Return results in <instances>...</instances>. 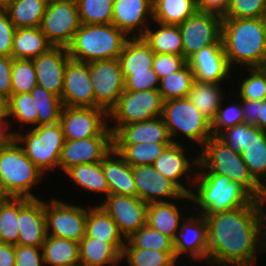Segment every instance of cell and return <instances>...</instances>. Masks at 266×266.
I'll return each mask as SVG.
<instances>
[{
    "label": "cell",
    "mask_w": 266,
    "mask_h": 266,
    "mask_svg": "<svg viewBox=\"0 0 266 266\" xmlns=\"http://www.w3.org/2000/svg\"><path fill=\"white\" fill-rule=\"evenodd\" d=\"M265 205L203 214L207 221L210 266H253L264 251L263 214Z\"/></svg>",
    "instance_id": "cell-1"
},
{
    "label": "cell",
    "mask_w": 266,
    "mask_h": 266,
    "mask_svg": "<svg viewBox=\"0 0 266 266\" xmlns=\"http://www.w3.org/2000/svg\"><path fill=\"white\" fill-rule=\"evenodd\" d=\"M222 46L229 66L262 68L266 63V42L259 18H222Z\"/></svg>",
    "instance_id": "cell-2"
},
{
    "label": "cell",
    "mask_w": 266,
    "mask_h": 266,
    "mask_svg": "<svg viewBox=\"0 0 266 266\" xmlns=\"http://www.w3.org/2000/svg\"><path fill=\"white\" fill-rule=\"evenodd\" d=\"M191 202L200 208L197 214H213L240 208L244 205H264L243 186L219 174H196ZM197 183V184H196ZM195 191V192H194Z\"/></svg>",
    "instance_id": "cell-3"
},
{
    "label": "cell",
    "mask_w": 266,
    "mask_h": 266,
    "mask_svg": "<svg viewBox=\"0 0 266 266\" xmlns=\"http://www.w3.org/2000/svg\"><path fill=\"white\" fill-rule=\"evenodd\" d=\"M201 149L196 174L225 176L243 186L255 199L265 201L264 188L253 178L239 152L217 136L208 139Z\"/></svg>",
    "instance_id": "cell-4"
},
{
    "label": "cell",
    "mask_w": 266,
    "mask_h": 266,
    "mask_svg": "<svg viewBox=\"0 0 266 266\" xmlns=\"http://www.w3.org/2000/svg\"><path fill=\"white\" fill-rule=\"evenodd\" d=\"M129 38L111 24H81L66 47L71 60L89 63L118 59Z\"/></svg>",
    "instance_id": "cell-5"
},
{
    "label": "cell",
    "mask_w": 266,
    "mask_h": 266,
    "mask_svg": "<svg viewBox=\"0 0 266 266\" xmlns=\"http://www.w3.org/2000/svg\"><path fill=\"white\" fill-rule=\"evenodd\" d=\"M44 175L15 139L0 147V177L11 197L39 198L30 190Z\"/></svg>",
    "instance_id": "cell-6"
},
{
    "label": "cell",
    "mask_w": 266,
    "mask_h": 266,
    "mask_svg": "<svg viewBox=\"0 0 266 266\" xmlns=\"http://www.w3.org/2000/svg\"><path fill=\"white\" fill-rule=\"evenodd\" d=\"M29 131V132H28ZM22 133L11 131L26 156L45 174L59 167L65 138L60 122L36 126Z\"/></svg>",
    "instance_id": "cell-7"
},
{
    "label": "cell",
    "mask_w": 266,
    "mask_h": 266,
    "mask_svg": "<svg viewBox=\"0 0 266 266\" xmlns=\"http://www.w3.org/2000/svg\"><path fill=\"white\" fill-rule=\"evenodd\" d=\"M239 152L253 178L264 188L266 182V132L246 123L230 127L217 136Z\"/></svg>",
    "instance_id": "cell-8"
},
{
    "label": "cell",
    "mask_w": 266,
    "mask_h": 266,
    "mask_svg": "<svg viewBox=\"0 0 266 266\" xmlns=\"http://www.w3.org/2000/svg\"><path fill=\"white\" fill-rule=\"evenodd\" d=\"M162 118L172 142L180 132L201 147L213 135L211 122L186 98L163 102Z\"/></svg>",
    "instance_id": "cell-9"
},
{
    "label": "cell",
    "mask_w": 266,
    "mask_h": 266,
    "mask_svg": "<svg viewBox=\"0 0 266 266\" xmlns=\"http://www.w3.org/2000/svg\"><path fill=\"white\" fill-rule=\"evenodd\" d=\"M162 109L163 100L158 90H124L108 117L116 122L112 126H124L162 116Z\"/></svg>",
    "instance_id": "cell-10"
},
{
    "label": "cell",
    "mask_w": 266,
    "mask_h": 266,
    "mask_svg": "<svg viewBox=\"0 0 266 266\" xmlns=\"http://www.w3.org/2000/svg\"><path fill=\"white\" fill-rule=\"evenodd\" d=\"M80 25L76 0H50L39 28L53 46L67 47Z\"/></svg>",
    "instance_id": "cell-11"
},
{
    "label": "cell",
    "mask_w": 266,
    "mask_h": 266,
    "mask_svg": "<svg viewBox=\"0 0 266 266\" xmlns=\"http://www.w3.org/2000/svg\"><path fill=\"white\" fill-rule=\"evenodd\" d=\"M47 234L80 242L86 234L87 208L51 198L45 201ZM51 230V231H50Z\"/></svg>",
    "instance_id": "cell-12"
},
{
    "label": "cell",
    "mask_w": 266,
    "mask_h": 266,
    "mask_svg": "<svg viewBox=\"0 0 266 266\" xmlns=\"http://www.w3.org/2000/svg\"><path fill=\"white\" fill-rule=\"evenodd\" d=\"M221 26L222 16L201 11H196L179 24L183 57L188 60L205 46L222 44Z\"/></svg>",
    "instance_id": "cell-13"
},
{
    "label": "cell",
    "mask_w": 266,
    "mask_h": 266,
    "mask_svg": "<svg viewBox=\"0 0 266 266\" xmlns=\"http://www.w3.org/2000/svg\"><path fill=\"white\" fill-rule=\"evenodd\" d=\"M108 113L102 108L64 107L60 124L65 140H79L96 135H113L108 127Z\"/></svg>",
    "instance_id": "cell-14"
},
{
    "label": "cell",
    "mask_w": 266,
    "mask_h": 266,
    "mask_svg": "<svg viewBox=\"0 0 266 266\" xmlns=\"http://www.w3.org/2000/svg\"><path fill=\"white\" fill-rule=\"evenodd\" d=\"M89 71L95 106L109 113L125 90L119 59L89 62Z\"/></svg>",
    "instance_id": "cell-15"
},
{
    "label": "cell",
    "mask_w": 266,
    "mask_h": 266,
    "mask_svg": "<svg viewBox=\"0 0 266 266\" xmlns=\"http://www.w3.org/2000/svg\"><path fill=\"white\" fill-rule=\"evenodd\" d=\"M132 172L137 197L147 204L180 199L191 201L190 195L185 194L173 181L164 177L153 165L133 166Z\"/></svg>",
    "instance_id": "cell-16"
},
{
    "label": "cell",
    "mask_w": 266,
    "mask_h": 266,
    "mask_svg": "<svg viewBox=\"0 0 266 266\" xmlns=\"http://www.w3.org/2000/svg\"><path fill=\"white\" fill-rule=\"evenodd\" d=\"M100 206L111 216L125 239L146 225L148 204L138 197L109 194Z\"/></svg>",
    "instance_id": "cell-17"
},
{
    "label": "cell",
    "mask_w": 266,
    "mask_h": 266,
    "mask_svg": "<svg viewBox=\"0 0 266 266\" xmlns=\"http://www.w3.org/2000/svg\"><path fill=\"white\" fill-rule=\"evenodd\" d=\"M184 147L186 146H183L179 142H172L164 149L162 154L152 165L164 177L173 181L185 194L190 195L192 191L191 188L194 187L193 184L197 172L196 167H198L199 164V155H195L193 159H188L186 155L187 152H185L186 149ZM193 166H196L195 171ZM188 172L191 173L189 174ZM183 176H185L184 179L186 177L188 178L187 181L188 184L190 182V186L192 184L191 187L189 185L187 186V184H185V186L184 183H181V181H184Z\"/></svg>",
    "instance_id": "cell-18"
},
{
    "label": "cell",
    "mask_w": 266,
    "mask_h": 266,
    "mask_svg": "<svg viewBox=\"0 0 266 266\" xmlns=\"http://www.w3.org/2000/svg\"><path fill=\"white\" fill-rule=\"evenodd\" d=\"M113 148V135H96L79 140H65L59 168L66 172L72 166L101 162Z\"/></svg>",
    "instance_id": "cell-19"
},
{
    "label": "cell",
    "mask_w": 266,
    "mask_h": 266,
    "mask_svg": "<svg viewBox=\"0 0 266 266\" xmlns=\"http://www.w3.org/2000/svg\"><path fill=\"white\" fill-rule=\"evenodd\" d=\"M196 216V217H195ZM189 216L180 224V229L173 239L176 259H182L181 255L188 256L190 260L207 263L208 235L207 221L203 215Z\"/></svg>",
    "instance_id": "cell-20"
},
{
    "label": "cell",
    "mask_w": 266,
    "mask_h": 266,
    "mask_svg": "<svg viewBox=\"0 0 266 266\" xmlns=\"http://www.w3.org/2000/svg\"><path fill=\"white\" fill-rule=\"evenodd\" d=\"M18 245L42 247L47 238L45 201L18 198Z\"/></svg>",
    "instance_id": "cell-21"
},
{
    "label": "cell",
    "mask_w": 266,
    "mask_h": 266,
    "mask_svg": "<svg viewBox=\"0 0 266 266\" xmlns=\"http://www.w3.org/2000/svg\"><path fill=\"white\" fill-rule=\"evenodd\" d=\"M60 98L64 107H96L89 63L74 60L67 63Z\"/></svg>",
    "instance_id": "cell-22"
},
{
    "label": "cell",
    "mask_w": 266,
    "mask_h": 266,
    "mask_svg": "<svg viewBox=\"0 0 266 266\" xmlns=\"http://www.w3.org/2000/svg\"><path fill=\"white\" fill-rule=\"evenodd\" d=\"M150 19H153V0L113 2L112 24L129 38L142 37L149 27Z\"/></svg>",
    "instance_id": "cell-23"
},
{
    "label": "cell",
    "mask_w": 266,
    "mask_h": 266,
    "mask_svg": "<svg viewBox=\"0 0 266 266\" xmlns=\"http://www.w3.org/2000/svg\"><path fill=\"white\" fill-rule=\"evenodd\" d=\"M196 80L201 82L222 83L232 75L222 44L203 47L188 60Z\"/></svg>",
    "instance_id": "cell-24"
},
{
    "label": "cell",
    "mask_w": 266,
    "mask_h": 266,
    "mask_svg": "<svg viewBox=\"0 0 266 266\" xmlns=\"http://www.w3.org/2000/svg\"><path fill=\"white\" fill-rule=\"evenodd\" d=\"M32 60L36 69L37 85L61 97L64 72L71 60L67 48L53 46Z\"/></svg>",
    "instance_id": "cell-25"
},
{
    "label": "cell",
    "mask_w": 266,
    "mask_h": 266,
    "mask_svg": "<svg viewBox=\"0 0 266 266\" xmlns=\"http://www.w3.org/2000/svg\"><path fill=\"white\" fill-rule=\"evenodd\" d=\"M113 144L172 143L162 116L124 126H111Z\"/></svg>",
    "instance_id": "cell-26"
},
{
    "label": "cell",
    "mask_w": 266,
    "mask_h": 266,
    "mask_svg": "<svg viewBox=\"0 0 266 266\" xmlns=\"http://www.w3.org/2000/svg\"><path fill=\"white\" fill-rule=\"evenodd\" d=\"M101 165L110 194L137 197L132 166L115 149L102 159Z\"/></svg>",
    "instance_id": "cell-27"
},
{
    "label": "cell",
    "mask_w": 266,
    "mask_h": 266,
    "mask_svg": "<svg viewBox=\"0 0 266 266\" xmlns=\"http://www.w3.org/2000/svg\"><path fill=\"white\" fill-rule=\"evenodd\" d=\"M85 237L110 243L121 253L126 242V239L119 232L114 220L100 205L87 208Z\"/></svg>",
    "instance_id": "cell-28"
},
{
    "label": "cell",
    "mask_w": 266,
    "mask_h": 266,
    "mask_svg": "<svg viewBox=\"0 0 266 266\" xmlns=\"http://www.w3.org/2000/svg\"><path fill=\"white\" fill-rule=\"evenodd\" d=\"M177 205L173 201L148 204L146 224L173 240L185 219Z\"/></svg>",
    "instance_id": "cell-29"
},
{
    "label": "cell",
    "mask_w": 266,
    "mask_h": 266,
    "mask_svg": "<svg viewBox=\"0 0 266 266\" xmlns=\"http://www.w3.org/2000/svg\"><path fill=\"white\" fill-rule=\"evenodd\" d=\"M52 47L39 27L16 28L11 56L13 59H34Z\"/></svg>",
    "instance_id": "cell-30"
},
{
    "label": "cell",
    "mask_w": 266,
    "mask_h": 266,
    "mask_svg": "<svg viewBox=\"0 0 266 266\" xmlns=\"http://www.w3.org/2000/svg\"><path fill=\"white\" fill-rule=\"evenodd\" d=\"M118 59L123 73L150 72L154 52L142 37L129 38Z\"/></svg>",
    "instance_id": "cell-31"
},
{
    "label": "cell",
    "mask_w": 266,
    "mask_h": 266,
    "mask_svg": "<svg viewBox=\"0 0 266 266\" xmlns=\"http://www.w3.org/2000/svg\"><path fill=\"white\" fill-rule=\"evenodd\" d=\"M78 250L81 266H117L122 261V253L114 245L90 237L79 242Z\"/></svg>",
    "instance_id": "cell-32"
},
{
    "label": "cell",
    "mask_w": 266,
    "mask_h": 266,
    "mask_svg": "<svg viewBox=\"0 0 266 266\" xmlns=\"http://www.w3.org/2000/svg\"><path fill=\"white\" fill-rule=\"evenodd\" d=\"M158 24L157 29L148 27L142 36L155 54L183 55L182 35L179 25ZM160 25V26H159Z\"/></svg>",
    "instance_id": "cell-33"
},
{
    "label": "cell",
    "mask_w": 266,
    "mask_h": 266,
    "mask_svg": "<svg viewBox=\"0 0 266 266\" xmlns=\"http://www.w3.org/2000/svg\"><path fill=\"white\" fill-rule=\"evenodd\" d=\"M220 83L201 82L194 80L188 93V99L211 122L223 100Z\"/></svg>",
    "instance_id": "cell-34"
},
{
    "label": "cell",
    "mask_w": 266,
    "mask_h": 266,
    "mask_svg": "<svg viewBox=\"0 0 266 266\" xmlns=\"http://www.w3.org/2000/svg\"><path fill=\"white\" fill-rule=\"evenodd\" d=\"M41 248L44 265L72 266L80 264L78 242L47 236Z\"/></svg>",
    "instance_id": "cell-35"
},
{
    "label": "cell",
    "mask_w": 266,
    "mask_h": 266,
    "mask_svg": "<svg viewBox=\"0 0 266 266\" xmlns=\"http://www.w3.org/2000/svg\"><path fill=\"white\" fill-rule=\"evenodd\" d=\"M48 0H13L5 9L16 28L39 27Z\"/></svg>",
    "instance_id": "cell-36"
},
{
    "label": "cell",
    "mask_w": 266,
    "mask_h": 266,
    "mask_svg": "<svg viewBox=\"0 0 266 266\" xmlns=\"http://www.w3.org/2000/svg\"><path fill=\"white\" fill-rule=\"evenodd\" d=\"M65 173L77 187H82L87 192L105 194L106 197L110 194L101 162L75 165Z\"/></svg>",
    "instance_id": "cell-37"
},
{
    "label": "cell",
    "mask_w": 266,
    "mask_h": 266,
    "mask_svg": "<svg viewBox=\"0 0 266 266\" xmlns=\"http://www.w3.org/2000/svg\"><path fill=\"white\" fill-rule=\"evenodd\" d=\"M196 11V0H153L152 20L179 25Z\"/></svg>",
    "instance_id": "cell-38"
},
{
    "label": "cell",
    "mask_w": 266,
    "mask_h": 266,
    "mask_svg": "<svg viewBox=\"0 0 266 266\" xmlns=\"http://www.w3.org/2000/svg\"><path fill=\"white\" fill-rule=\"evenodd\" d=\"M171 143L113 144L124 160L133 166L152 165Z\"/></svg>",
    "instance_id": "cell-39"
},
{
    "label": "cell",
    "mask_w": 266,
    "mask_h": 266,
    "mask_svg": "<svg viewBox=\"0 0 266 266\" xmlns=\"http://www.w3.org/2000/svg\"><path fill=\"white\" fill-rule=\"evenodd\" d=\"M195 80L192 69L187 63L179 71L166 75L159 80L158 91L163 102L186 98Z\"/></svg>",
    "instance_id": "cell-40"
},
{
    "label": "cell",
    "mask_w": 266,
    "mask_h": 266,
    "mask_svg": "<svg viewBox=\"0 0 266 266\" xmlns=\"http://www.w3.org/2000/svg\"><path fill=\"white\" fill-rule=\"evenodd\" d=\"M30 93L37 109V126L59 122L63 108L61 98L38 85Z\"/></svg>",
    "instance_id": "cell-41"
},
{
    "label": "cell",
    "mask_w": 266,
    "mask_h": 266,
    "mask_svg": "<svg viewBox=\"0 0 266 266\" xmlns=\"http://www.w3.org/2000/svg\"><path fill=\"white\" fill-rule=\"evenodd\" d=\"M124 248L151 249L160 252H175L173 240L147 224L126 239Z\"/></svg>",
    "instance_id": "cell-42"
},
{
    "label": "cell",
    "mask_w": 266,
    "mask_h": 266,
    "mask_svg": "<svg viewBox=\"0 0 266 266\" xmlns=\"http://www.w3.org/2000/svg\"><path fill=\"white\" fill-rule=\"evenodd\" d=\"M121 258L129 266H176L175 252H160L151 249L123 248Z\"/></svg>",
    "instance_id": "cell-43"
},
{
    "label": "cell",
    "mask_w": 266,
    "mask_h": 266,
    "mask_svg": "<svg viewBox=\"0 0 266 266\" xmlns=\"http://www.w3.org/2000/svg\"><path fill=\"white\" fill-rule=\"evenodd\" d=\"M81 24H111L114 0H76Z\"/></svg>",
    "instance_id": "cell-44"
},
{
    "label": "cell",
    "mask_w": 266,
    "mask_h": 266,
    "mask_svg": "<svg viewBox=\"0 0 266 266\" xmlns=\"http://www.w3.org/2000/svg\"><path fill=\"white\" fill-rule=\"evenodd\" d=\"M7 116L22 125L25 123L36 127L37 109L31 93L11 94L7 99Z\"/></svg>",
    "instance_id": "cell-45"
},
{
    "label": "cell",
    "mask_w": 266,
    "mask_h": 266,
    "mask_svg": "<svg viewBox=\"0 0 266 266\" xmlns=\"http://www.w3.org/2000/svg\"><path fill=\"white\" fill-rule=\"evenodd\" d=\"M18 198L0 204V242L18 245Z\"/></svg>",
    "instance_id": "cell-46"
},
{
    "label": "cell",
    "mask_w": 266,
    "mask_h": 266,
    "mask_svg": "<svg viewBox=\"0 0 266 266\" xmlns=\"http://www.w3.org/2000/svg\"><path fill=\"white\" fill-rule=\"evenodd\" d=\"M11 94L30 93L37 85L36 69L32 59H14L11 70Z\"/></svg>",
    "instance_id": "cell-47"
},
{
    "label": "cell",
    "mask_w": 266,
    "mask_h": 266,
    "mask_svg": "<svg viewBox=\"0 0 266 266\" xmlns=\"http://www.w3.org/2000/svg\"><path fill=\"white\" fill-rule=\"evenodd\" d=\"M248 75L239 83L236 98L266 100V72L262 68H245Z\"/></svg>",
    "instance_id": "cell-48"
},
{
    "label": "cell",
    "mask_w": 266,
    "mask_h": 266,
    "mask_svg": "<svg viewBox=\"0 0 266 266\" xmlns=\"http://www.w3.org/2000/svg\"><path fill=\"white\" fill-rule=\"evenodd\" d=\"M240 104H228L226 107L218 108L215 118L211 121V132L213 136H218L224 130L244 123V111Z\"/></svg>",
    "instance_id": "cell-49"
},
{
    "label": "cell",
    "mask_w": 266,
    "mask_h": 266,
    "mask_svg": "<svg viewBox=\"0 0 266 266\" xmlns=\"http://www.w3.org/2000/svg\"><path fill=\"white\" fill-rule=\"evenodd\" d=\"M266 9V0H230L222 18H259Z\"/></svg>",
    "instance_id": "cell-50"
},
{
    "label": "cell",
    "mask_w": 266,
    "mask_h": 266,
    "mask_svg": "<svg viewBox=\"0 0 266 266\" xmlns=\"http://www.w3.org/2000/svg\"><path fill=\"white\" fill-rule=\"evenodd\" d=\"M123 76L127 91L158 90L160 79L153 68L150 72L123 73Z\"/></svg>",
    "instance_id": "cell-51"
},
{
    "label": "cell",
    "mask_w": 266,
    "mask_h": 266,
    "mask_svg": "<svg viewBox=\"0 0 266 266\" xmlns=\"http://www.w3.org/2000/svg\"><path fill=\"white\" fill-rule=\"evenodd\" d=\"M187 64V60L183 55L174 54H155L152 68L158 75L159 79L166 75L175 73Z\"/></svg>",
    "instance_id": "cell-52"
},
{
    "label": "cell",
    "mask_w": 266,
    "mask_h": 266,
    "mask_svg": "<svg viewBox=\"0 0 266 266\" xmlns=\"http://www.w3.org/2000/svg\"><path fill=\"white\" fill-rule=\"evenodd\" d=\"M44 266L41 247L15 245V266Z\"/></svg>",
    "instance_id": "cell-53"
},
{
    "label": "cell",
    "mask_w": 266,
    "mask_h": 266,
    "mask_svg": "<svg viewBox=\"0 0 266 266\" xmlns=\"http://www.w3.org/2000/svg\"><path fill=\"white\" fill-rule=\"evenodd\" d=\"M15 31L6 10H0V56H11Z\"/></svg>",
    "instance_id": "cell-54"
},
{
    "label": "cell",
    "mask_w": 266,
    "mask_h": 266,
    "mask_svg": "<svg viewBox=\"0 0 266 266\" xmlns=\"http://www.w3.org/2000/svg\"><path fill=\"white\" fill-rule=\"evenodd\" d=\"M13 61L12 56H0V95L5 99L11 96V70Z\"/></svg>",
    "instance_id": "cell-55"
},
{
    "label": "cell",
    "mask_w": 266,
    "mask_h": 266,
    "mask_svg": "<svg viewBox=\"0 0 266 266\" xmlns=\"http://www.w3.org/2000/svg\"><path fill=\"white\" fill-rule=\"evenodd\" d=\"M230 0H196L197 11L214 13L223 16Z\"/></svg>",
    "instance_id": "cell-56"
},
{
    "label": "cell",
    "mask_w": 266,
    "mask_h": 266,
    "mask_svg": "<svg viewBox=\"0 0 266 266\" xmlns=\"http://www.w3.org/2000/svg\"><path fill=\"white\" fill-rule=\"evenodd\" d=\"M244 111V123L258 127L259 100L241 99Z\"/></svg>",
    "instance_id": "cell-57"
},
{
    "label": "cell",
    "mask_w": 266,
    "mask_h": 266,
    "mask_svg": "<svg viewBox=\"0 0 266 266\" xmlns=\"http://www.w3.org/2000/svg\"><path fill=\"white\" fill-rule=\"evenodd\" d=\"M0 266H15V245L0 242Z\"/></svg>",
    "instance_id": "cell-58"
},
{
    "label": "cell",
    "mask_w": 266,
    "mask_h": 266,
    "mask_svg": "<svg viewBox=\"0 0 266 266\" xmlns=\"http://www.w3.org/2000/svg\"><path fill=\"white\" fill-rule=\"evenodd\" d=\"M8 117H0V147L10 143L14 139V135L10 130V122Z\"/></svg>",
    "instance_id": "cell-59"
},
{
    "label": "cell",
    "mask_w": 266,
    "mask_h": 266,
    "mask_svg": "<svg viewBox=\"0 0 266 266\" xmlns=\"http://www.w3.org/2000/svg\"><path fill=\"white\" fill-rule=\"evenodd\" d=\"M258 127L266 132V100H259Z\"/></svg>",
    "instance_id": "cell-60"
},
{
    "label": "cell",
    "mask_w": 266,
    "mask_h": 266,
    "mask_svg": "<svg viewBox=\"0 0 266 266\" xmlns=\"http://www.w3.org/2000/svg\"><path fill=\"white\" fill-rule=\"evenodd\" d=\"M10 198L12 197L8 194L6 188L4 187L2 179L0 177V204L9 200Z\"/></svg>",
    "instance_id": "cell-61"
},
{
    "label": "cell",
    "mask_w": 266,
    "mask_h": 266,
    "mask_svg": "<svg viewBox=\"0 0 266 266\" xmlns=\"http://www.w3.org/2000/svg\"><path fill=\"white\" fill-rule=\"evenodd\" d=\"M0 117L7 116V99L0 95Z\"/></svg>",
    "instance_id": "cell-62"
},
{
    "label": "cell",
    "mask_w": 266,
    "mask_h": 266,
    "mask_svg": "<svg viewBox=\"0 0 266 266\" xmlns=\"http://www.w3.org/2000/svg\"><path fill=\"white\" fill-rule=\"evenodd\" d=\"M259 20L261 22V25L264 31V37H265V42H266V9L261 13Z\"/></svg>",
    "instance_id": "cell-63"
},
{
    "label": "cell",
    "mask_w": 266,
    "mask_h": 266,
    "mask_svg": "<svg viewBox=\"0 0 266 266\" xmlns=\"http://www.w3.org/2000/svg\"><path fill=\"white\" fill-rule=\"evenodd\" d=\"M263 223L266 225V207L263 214ZM263 237H264V251L263 253H266V226H263Z\"/></svg>",
    "instance_id": "cell-64"
},
{
    "label": "cell",
    "mask_w": 266,
    "mask_h": 266,
    "mask_svg": "<svg viewBox=\"0 0 266 266\" xmlns=\"http://www.w3.org/2000/svg\"><path fill=\"white\" fill-rule=\"evenodd\" d=\"M13 0H0V10H5Z\"/></svg>",
    "instance_id": "cell-65"
},
{
    "label": "cell",
    "mask_w": 266,
    "mask_h": 266,
    "mask_svg": "<svg viewBox=\"0 0 266 266\" xmlns=\"http://www.w3.org/2000/svg\"><path fill=\"white\" fill-rule=\"evenodd\" d=\"M262 69L266 72V63L262 66Z\"/></svg>",
    "instance_id": "cell-66"
},
{
    "label": "cell",
    "mask_w": 266,
    "mask_h": 266,
    "mask_svg": "<svg viewBox=\"0 0 266 266\" xmlns=\"http://www.w3.org/2000/svg\"><path fill=\"white\" fill-rule=\"evenodd\" d=\"M264 194H265V201H266V185L264 186Z\"/></svg>",
    "instance_id": "cell-67"
}]
</instances>
